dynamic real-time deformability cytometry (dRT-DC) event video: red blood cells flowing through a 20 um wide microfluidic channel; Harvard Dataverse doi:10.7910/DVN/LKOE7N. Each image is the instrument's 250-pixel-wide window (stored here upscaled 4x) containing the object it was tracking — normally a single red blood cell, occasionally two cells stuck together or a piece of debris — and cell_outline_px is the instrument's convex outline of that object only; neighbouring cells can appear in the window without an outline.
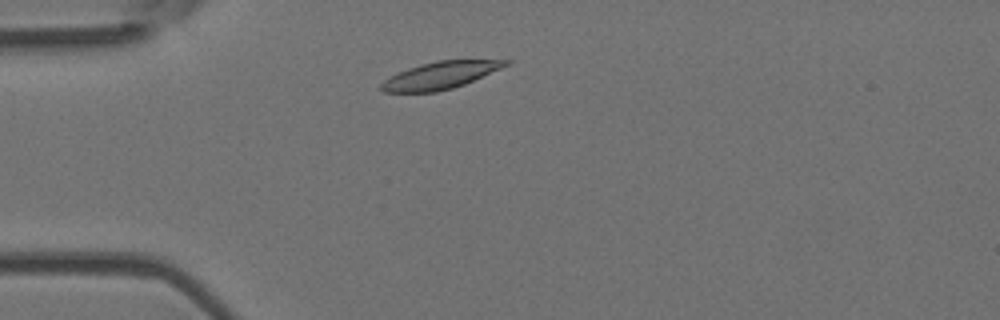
{"species": "Egyptian fruit bat (a non-hibernating species)", "species_latin": "Rousettus aegyptiacus", "temperature_condition": "room temperature", "stored_images_in_passage": 42, "camera_frame_rate_fps": 3000, "um_per_image_px": 0.085, "animal": {"sex": "female"}, "frame": {"image": 1, "passage_image": 5, "time_ms": 1.333, "image_size_px": [1000, 320], "cell_outline_px": [[512, 64], [464, 84], [452, 88], [436, 92], [384, 92], [380, 88], [380, 84], [384, 80], [408, 68], [420, 64], [436, 60], [512, 60]], "centroid_in_image_um": [37.46, 6.4], "position_along_channel_um": 47.5, "area_um2": 19.65}}
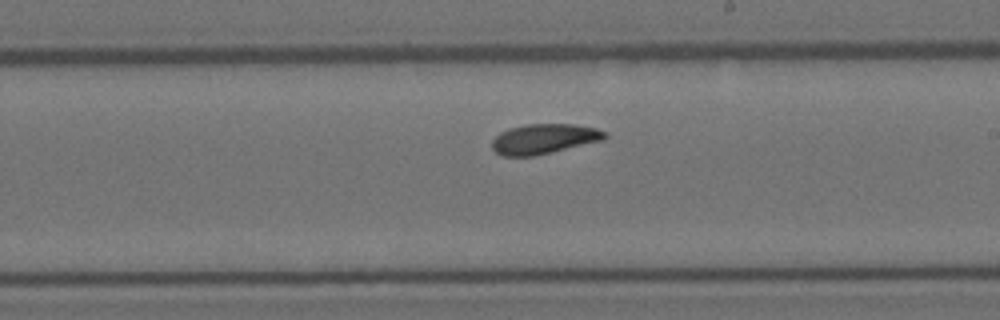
{"frame": {"image": 2, "passage_image": 21, "time_ms": 6.667, "image_size_px": [1000, 320], "cell_outline_px": [[608, 136], [604, 140], [532, 156], [500, 156], [492, 148], [492, 140], [500, 132], [508, 128], [528, 124], [572, 124], [596, 128], [604, 132]], "centroid_in_image_um": [46.21, 11.8], "position_along_channel_um": 242.8, "area_um2": 19.59}}
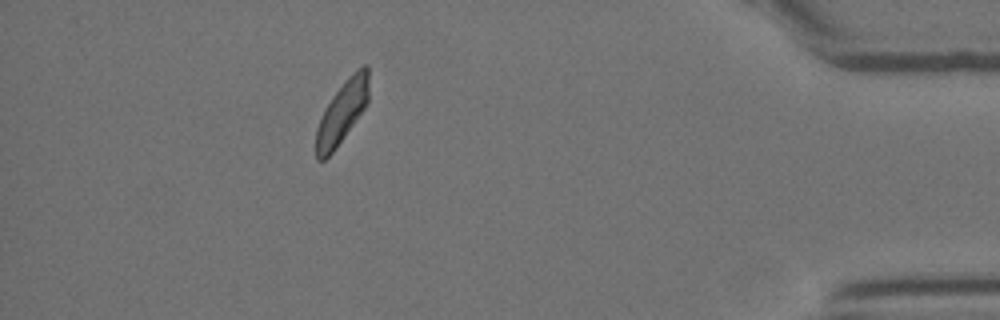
{"frame": {"image": 3, "passage_image": 37, "time_ms": 12.0, "image_size_px": [1000, 320], "cell_outline_px": [[368, 100], [364, 108], [344, 136], [332, 152], [324, 160], [316, 160], [316, 128], [324, 108], [332, 96], [348, 76], [356, 68], [364, 64], [368, 64]], "centroid_in_image_um": [29.06, 9.49], "position_along_channel_um": 406.1, "area_um2": 18.9}, "authors_computed_cell_mechanics": {"area_um2": 19.652, "velocity_mm_per_s": 3.9873, "shape_relaxation_time_tau1_ms": 3.3309, "shape_relaxation_time_tau2_ms": 4.7946, "deformation_change_tau1": 0.1105, "deformation_change_tau2": 0.0992}}